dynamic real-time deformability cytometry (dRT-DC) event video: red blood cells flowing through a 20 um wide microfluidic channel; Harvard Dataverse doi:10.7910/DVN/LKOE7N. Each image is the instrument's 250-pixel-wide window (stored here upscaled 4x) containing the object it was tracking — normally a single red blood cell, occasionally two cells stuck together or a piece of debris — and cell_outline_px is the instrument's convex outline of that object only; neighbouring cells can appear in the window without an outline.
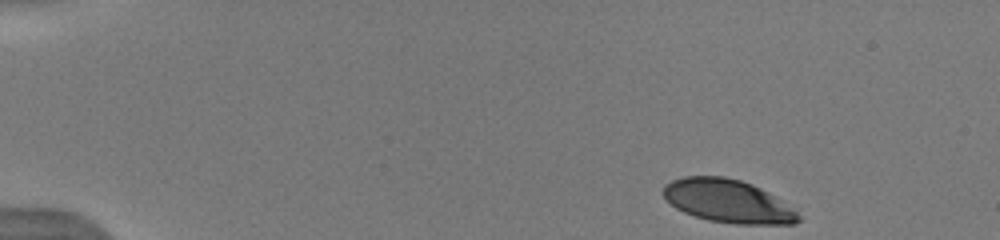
{"species": "human", "species_latin": "Homo sapiens", "temperature_condition": "warm", "stored_images_in_passage": 47, "camera_frame_rate_fps": 3000, "um_per_image_px": 0.085, "donor": {"sex": "male"}, "frame": {"image": 1, "passage_image": 1, "time_ms": 0.0, "image_size_px": [1000, 240], "cell_outline_px": [[800, 220], [796, 224], [736, 224], [708, 220], [684, 212], [676, 208], [660, 192], [664, 184], [672, 180], [684, 176], [724, 176], [740, 180], [752, 184], [768, 192], [796, 212], [800, 216]], "centroid_in_image_um": [61.82, 17.09], "position_along_channel_um": 23.2, "area_um2": 33.76}}
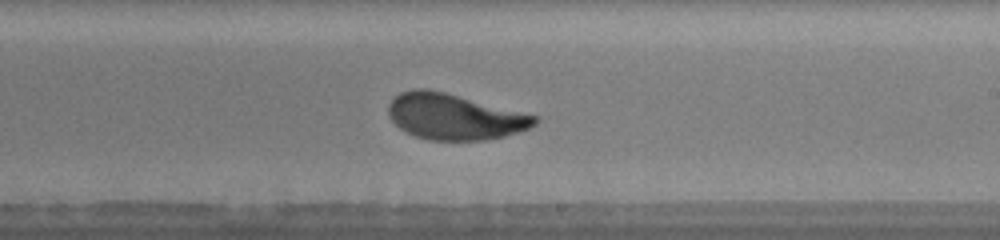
{"frame": {"image": 2, "passage_image": 27, "time_ms": 8.667, "image_size_px": [1000, 240], "cell_outline_px": [[540, 120], [536, 124], [520, 132], [504, 136], [484, 140], [428, 140], [416, 136], [400, 128], [388, 116], [388, 104], [400, 92], [412, 88], [428, 88], [540, 116]], "centroid_in_image_um": [38.64, 9.91], "position_along_channel_um": 250.4, "area_um2": 39.19}}
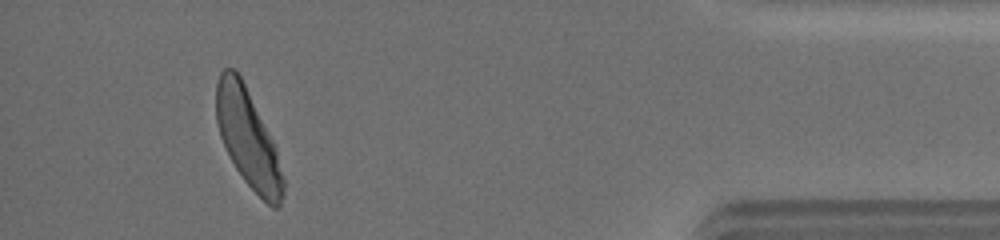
{"frame": {"image": 3, "passage_image": 43, "time_ms": 14.0, "image_size_px": [1000, 240], "cell_outline_px": [[284, 196], [280, 204], [276, 208], [272, 208], [244, 180], [236, 168], [220, 136], [216, 120], [216, 80], [220, 72], [224, 68], [236, 68], [276, 148], [284, 180]], "centroid_in_image_um": [21.06, 11.75], "position_along_channel_um": 414.1, "area_um2": 37.51}}